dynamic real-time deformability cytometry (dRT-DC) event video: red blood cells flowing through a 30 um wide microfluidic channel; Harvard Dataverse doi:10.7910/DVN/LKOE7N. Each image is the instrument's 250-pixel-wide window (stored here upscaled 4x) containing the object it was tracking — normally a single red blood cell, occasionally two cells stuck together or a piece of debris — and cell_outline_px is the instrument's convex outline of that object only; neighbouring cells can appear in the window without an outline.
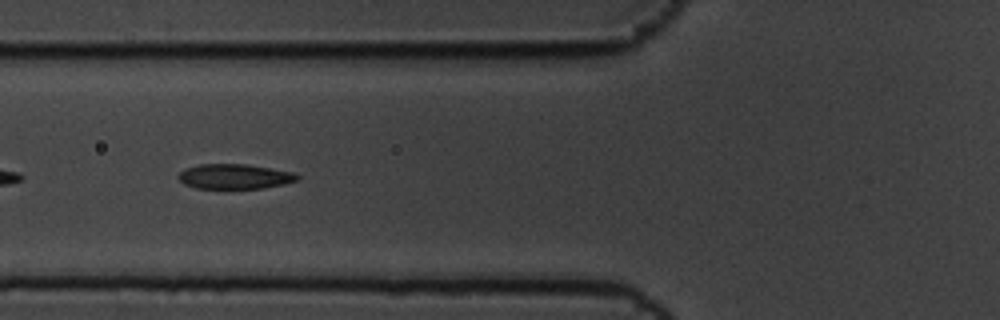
{"species": "common noctule bat (a hibernating species)", "species_latin": "Nyctalus noctula", "temperature_condition": "cold", "stored_images_in_passage": 14, "camera_frame_rate_fps": 3000, "um_per_image_px": 0.085, "animal": {"sex": "male", "body_mass_g": 19.5, "forearm_length_mm": 54.6}, "frame": {"image": 1, "passage_image": 5, "time_ms": 1.333, "image_size_px": [1000, 320], "cell_outline_px": [[300, 180], [284, 184], [264, 188], [196, 188], [184, 184], [176, 176], [184, 168], [200, 164], [248, 164], [292, 172], [300, 176]], "centroid_in_image_um": [19.94, 15.0], "position_along_channel_um": 105.9, "area_um2": 17.34}}
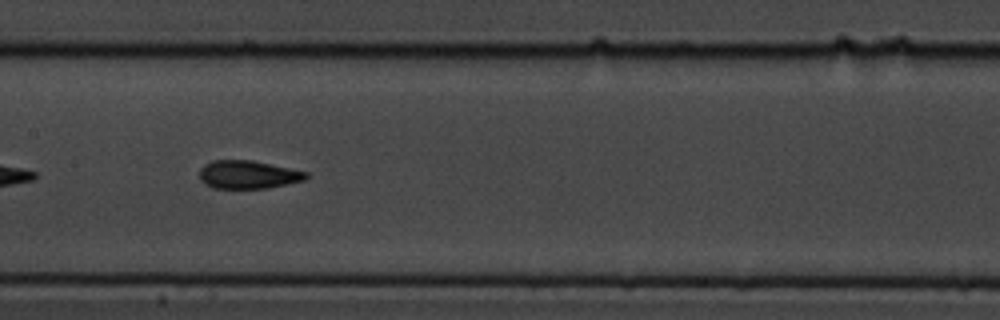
{"frame": {"image": 2, "passage_image": 7, "time_ms": 2.0, "image_size_px": [1000, 320], "cell_outline_px": [[308, 176], [304, 180], [268, 188], [212, 188], [204, 184], [200, 180], [200, 168], [204, 164], [212, 160], [252, 160], [308, 172]], "centroid_in_image_um": [21.05, 14.84], "position_along_channel_um": 186.4, "area_um2": 17.51}}
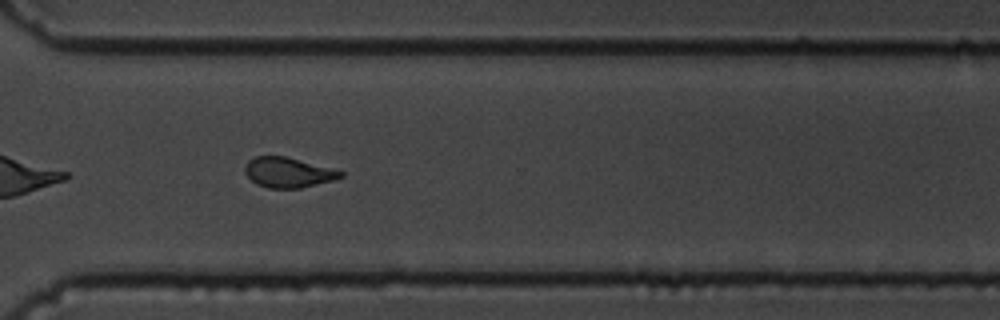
{"frame": {"image": 3, "passage_image": 11, "time_ms": 3.333, "image_size_px": [1000, 320], "cell_outline_px": [[344, 176], [332, 180], [300, 188], [268, 188], [256, 184], [244, 172], [244, 168], [248, 160], [256, 156], [284, 156], [344, 172]], "centroid_in_image_um": [24.44, 14.66], "position_along_channel_um": 346.2, "area_um2": 16.47}}